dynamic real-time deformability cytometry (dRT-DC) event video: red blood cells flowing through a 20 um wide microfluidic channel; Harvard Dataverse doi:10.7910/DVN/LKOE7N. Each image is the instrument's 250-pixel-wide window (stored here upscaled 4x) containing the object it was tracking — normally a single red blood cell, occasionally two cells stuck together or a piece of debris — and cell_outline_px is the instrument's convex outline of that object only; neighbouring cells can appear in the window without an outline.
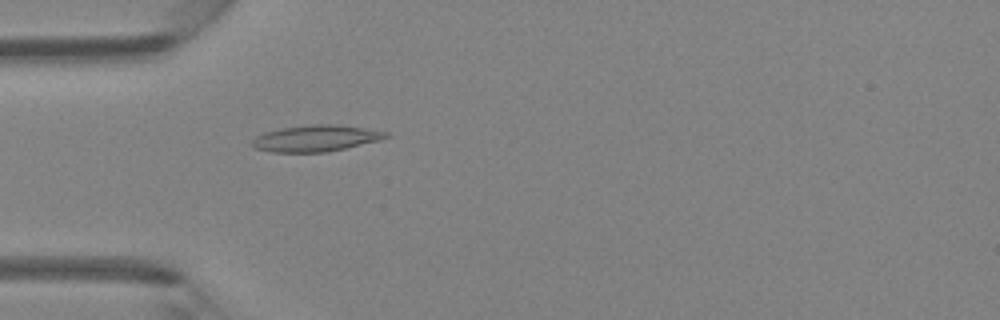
{"species": "Egyptian fruit bat (a non-hibernating species)", "species_latin": "Rousettus aegyptiacus", "temperature_condition": "room temperature", "stored_images_in_passage": 4, "camera_frame_rate_fps": 3000, "um_per_image_px": 0.085, "animal": {"sex": "female"}, "frame": {"image": 1, "passage_image": 4, "time_ms": 3.333, "image_size_px": [1000, 320], "cell_outline_px": [[392, 136], [380, 140], [344, 148], [324, 152], [272, 152], [256, 148], [252, 144], [252, 140], [256, 136], [264, 132], [280, 128], [312, 124], [332, 124], [388, 132]], "centroid_in_image_um": [26.83, 11.75], "position_along_channel_um": 58.2, "area_um2": 20.29}}